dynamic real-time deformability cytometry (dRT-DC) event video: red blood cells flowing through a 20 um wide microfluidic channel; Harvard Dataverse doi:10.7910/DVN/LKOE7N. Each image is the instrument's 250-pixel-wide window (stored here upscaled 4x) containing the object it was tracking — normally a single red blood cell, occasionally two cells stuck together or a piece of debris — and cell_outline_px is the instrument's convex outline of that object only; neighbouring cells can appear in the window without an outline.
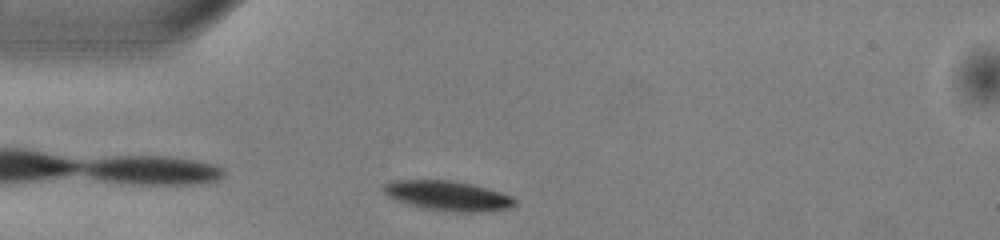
{"species": "common noctule bat (a hibernating species)", "species_latin": "Nyctalus noctula", "temperature_condition": "warm", "stored_images_in_passage": 30, "camera_frame_rate_fps": 3000, "um_per_image_px": 0.085, "animal": {"sex": "male", "body_mass_g": 13.0, "forearm_length_mm": 53.1}, "frame": {"image": 1, "passage_image": 2, "time_ms": 0.333, "image_size_px": [1000, 240], "cell_outline_px": [[516, 204], [508, 208], [492, 212], [456, 212], [424, 208], [388, 196], [380, 188], [384, 184], [396, 180], [452, 180], [472, 184], [500, 192], [512, 196], [516, 200]], "centroid_in_image_um": [38.12, 16.64], "position_along_channel_um": 46.9, "area_um2": 22.66}}
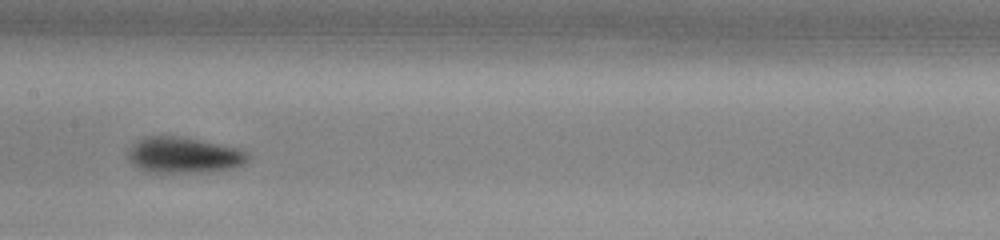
{"frame": {"image": 2, "passage_image": 14, "time_ms": 4.333, "image_size_px": [1000, 240], "cell_outline_px": [[252, 156], [244, 164], [232, 168], [200, 172], [148, 172], [132, 164], [128, 160], [128, 148], [132, 144], [144, 136], [184, 136], [204, 140], [236, 148], [248, 152]], "centroid_in_image_um": [15.61, 13.17], "position_along_channel_um": 191.8, "area_um2": 25.32}}
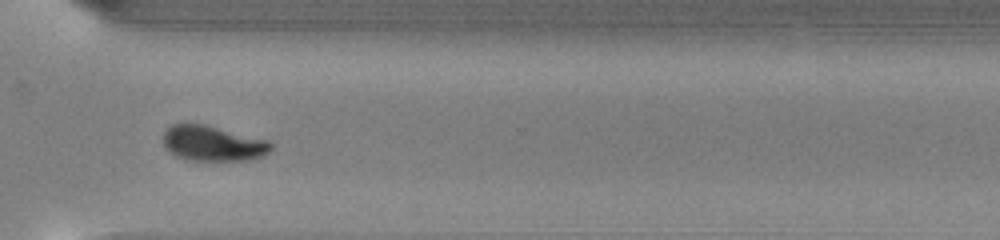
{"frame": {"image": 3, "passage_image": 26, "time_ms": 8.333, "image_size_px": [1000, 240], "cell_outline_px": [[272, 148], [264, 156], [248, 160], [188, 160], [176, 156], [168, 152], [164, 148], [164, 132], [172, 124], [204, 124], [268, 140], [272, 144]], "centroid_in_image_um": [18.08, 12.2], "position_along_channel_um": 352.5, "area_um2": 22.14}, "authors_computed_cell_mechanics": {"area_um2": 24.1893, "velocity_mm_per_s": 4.0177, "shape_relaxation_time_tau1_ms": 2.06, "shape_relaxation_time_tau2_ms": 2.2472, "deformation_change_tau1": 0.1383, "deformation_change_tau2": 0.0681}}